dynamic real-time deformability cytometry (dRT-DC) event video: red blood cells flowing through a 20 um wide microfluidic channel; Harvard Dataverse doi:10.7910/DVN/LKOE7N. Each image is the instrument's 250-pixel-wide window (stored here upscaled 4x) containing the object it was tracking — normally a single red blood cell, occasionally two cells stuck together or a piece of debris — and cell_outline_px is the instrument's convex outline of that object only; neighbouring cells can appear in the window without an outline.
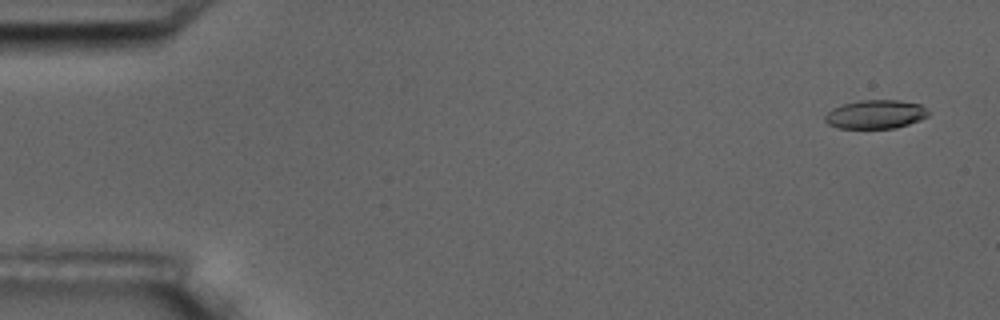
{"species": "common noctule bat (a hibernating species)", "species_latin": "Nyctalus noctula", "temperature_condition": "room temperature", "stored_images_in_passage": 5, "camera_frame_rate_fps": 3000, "um_per_image_px": 0.085, "animal": {"sex": "male", "body_mass_g": 17.5, "forearm_length_mm": 52.3}, "frame": {"image": 1, "passage_image": 1, "time_ms": 0.0, "image_size_px": [1000, 320], "cell_outline_px": [[932, 112], [928, 116], [920, 120], [896, 128], [836, 128], [828, 124], [824, 120], [824, 116], [832, 108], [844, 104], [860, 100], [900, 100], [920, 104], [928, 108]], "centroid_in_image_um": [74.46, 9.71], "position_along_channel_um": 10.5, "area_um2": 17.51}}
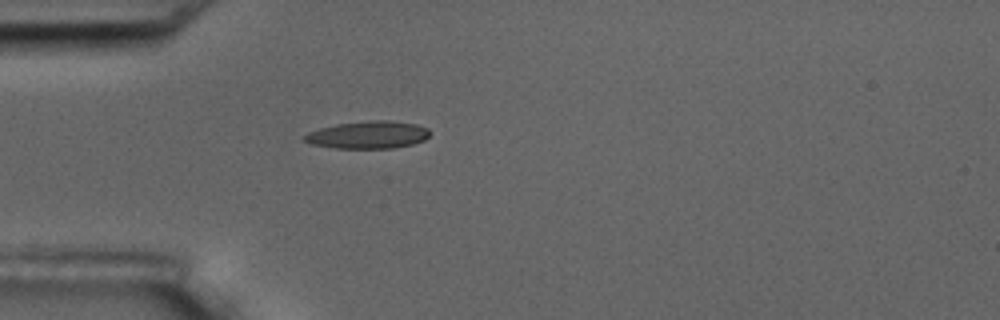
{"frame": {"image": 2, "passage_image": 5, "time_ms": 4.667, "image_size_px": [1000, 320], "cell_outline_px": [[428, 136], [424, 140], [412, 144], [392, 148], [336, 148], [312, 144], [304, 140], [304, 136], [308, 132], [320, 128], [336, 124], [376, 120], [388, 120], [416, 124], [428, 128]], "centroid_in_image_um": [31.28, 11.46], "position_along_channel_um": 53.7, "area_um2": 19.83}}